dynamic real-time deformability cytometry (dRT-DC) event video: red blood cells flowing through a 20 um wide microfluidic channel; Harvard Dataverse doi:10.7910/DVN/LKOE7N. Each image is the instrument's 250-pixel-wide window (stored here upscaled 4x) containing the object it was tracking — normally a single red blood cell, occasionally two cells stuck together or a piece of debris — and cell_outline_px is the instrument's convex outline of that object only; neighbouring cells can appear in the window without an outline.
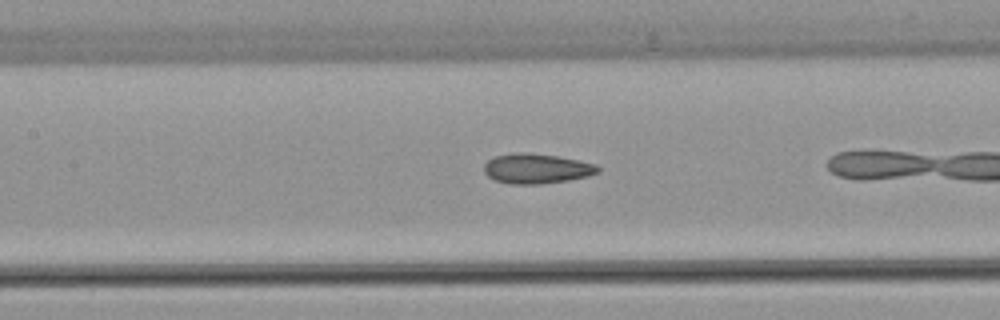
{"species": "common noctule bat (a hibernating species)", "species_latin": "Nyctalus noctula", "temperature_condition": "warm", "stored_images_in_passage": 29, "camera_frame_rate_fps": 3000, "um_per_image_px": 0.085, "animal": {"sex": "female", "body_mass_g": 22.7, "forearm_length_mm": 54.2}, "frame": {"image": 1, "passage_image": 21, "time_ms": 6.667, "image_size_px": [1000, 320], "cell_outline_px": [[600, 172], [588, 176], [568, 180], [540, 184], [508, 184], [496, 180], [488, 176], [484, 172], [484, 164], [488, 160], [496, 156], [516, 152], [528, 152], [556, 156], [580, 160], [596, 164], [600, 168]], "centroid_in_image_um": [45.62, 14.33], "position_along_channel_um": 161.8, "area_um2": 19.94}}